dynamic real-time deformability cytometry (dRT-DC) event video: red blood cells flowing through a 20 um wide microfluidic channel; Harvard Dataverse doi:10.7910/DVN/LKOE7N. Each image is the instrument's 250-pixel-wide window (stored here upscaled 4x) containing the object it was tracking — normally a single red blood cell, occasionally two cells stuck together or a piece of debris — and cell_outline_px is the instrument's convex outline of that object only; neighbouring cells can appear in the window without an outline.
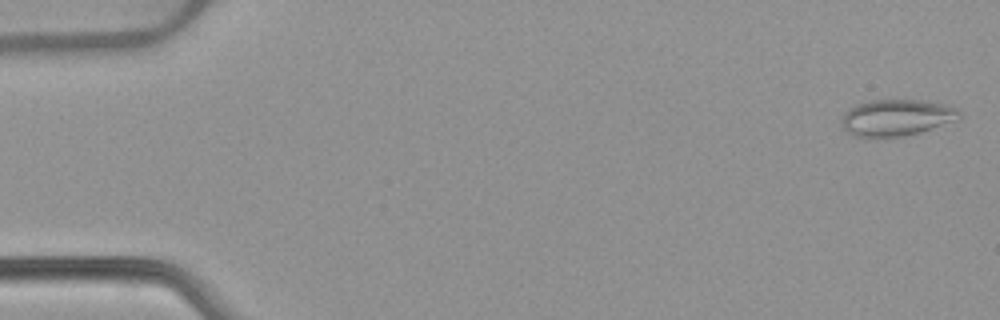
{"species": "common noctule bat (a hibernating species)", "species_latin": "Nyctalus noctula", "temperature_condition": "warm", "stored_images_in_passage": 52, "camera_frame_rate_fps": 3000, "um_per_image_px": 0.085, "animal": {"sex": "female", "body_mass_g": 22.7, "forearm_length_mm": 54.2}, "frame": {"image": 1, "passage_image": 1, "time_ms": 0.0, "image_size_px": [1000, 320], "cell_outline_px": [[964, 116], [960, 120], [920, 132], [904, 136], [876, 140], [872, 140], [856, 136], [848, 132], [844, 128], [840, 120], [844, 112], [848, 108], [856, 104], [868, 100], [920, 100], [944, 104], [956, 108]], "centroid_in_image_um": [76.19, 10.03], "position_along_channel_um": 8.8, "area_um2": 25.89}}
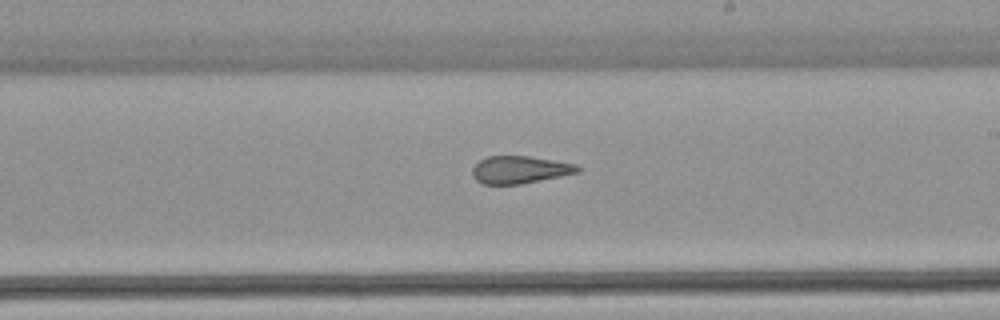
{"frame": {"image": 2, "passage_image": 30, "time_ms": 9.667, "image_size_px": [1000, 320], "cell_outline_px": [[580, 172], [520, 184], [484, 184], [476, 180], [472, 176], [472, 168], [480, 160], [488, 156], [528, 156], [576, 164], [580, 168]], "centroid_in_image_um": [44.16, 14.42], "position_along_channel_um": 244.8, "area_um2": 16.7}}
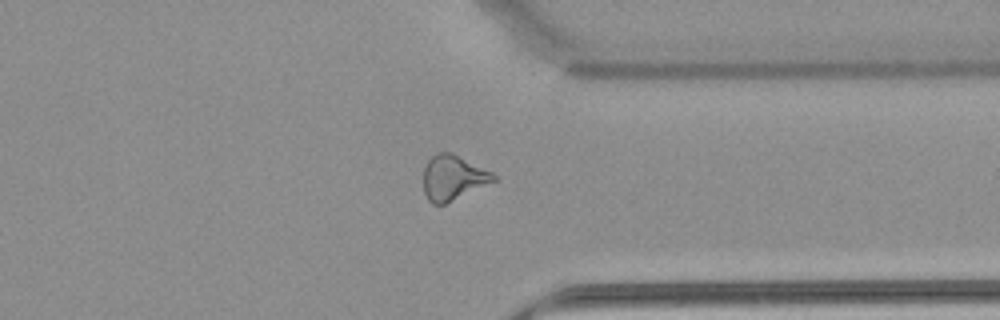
{"frame": {"image": 3, "passage_image": 40, "time_ms": 13.0, "image_size_px": [1000, 320], "cell_outline_px": [[496, 180], [444, 204], [432, 204], [428, 200], [424, 192], [424, 168], [428, 160], [436, 152], [452, 152], [492, 172], [496, 176]], "centroid_in_image_um": [38.48, 15.08], "position_along_channel_um": 372.9, "area_um2": 18.15}, "authors_computed_cell_mechanics": {"area_um2": 20.1722, "velocity_mm_per_s": 3.9214, "shape_relaxation_time_tau1_ms": null, "shape_relaxation_time_tau2_ms": 2.5937, "deformation_change_tau1": null, "deformation_change_tau2": 0.1274}}